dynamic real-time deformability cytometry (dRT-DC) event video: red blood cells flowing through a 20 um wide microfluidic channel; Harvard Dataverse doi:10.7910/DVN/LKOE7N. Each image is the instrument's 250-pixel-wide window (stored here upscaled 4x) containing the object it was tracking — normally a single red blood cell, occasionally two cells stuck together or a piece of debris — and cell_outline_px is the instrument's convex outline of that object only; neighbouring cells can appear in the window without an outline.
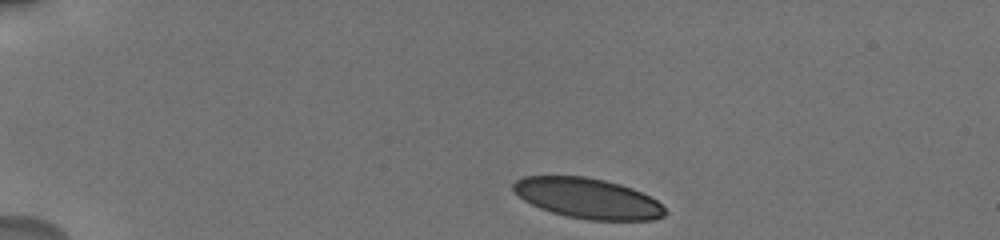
{"species": "human", "species_latin": "Homo sapiens", "temperature_condition": "cold", "stored_images_in_passage": 3, "camera_frame_rate_fps": 3000, "um_per_image_px": 0.085, "donor": {"sex": "male"}, "frame": {"image": 1, "passage_image": 1, "time_ms": 0.0, "image_size_px": [1000, 240], "cell_outline_px": [[668, 212], [664, 216], [652, 220], [588, 220], [568, 216], [552, 212], [540, 208], [524, 200], [512, 188], [512, 184], [516, 180], [524, 176], [584, 176], [604, 180], [620, 184], [632, 188], [656, 200]], "centroid_in_image_um": [49.96, 16.86], "position_along_channel_um": 35.0, "area_um2": 35.43}}